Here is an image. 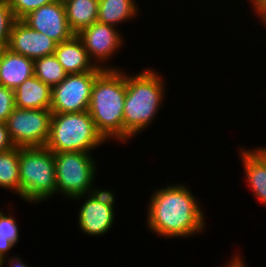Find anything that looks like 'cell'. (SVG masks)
<instances>
[{
	"label": "cell",
	"instance_id": "16",
	"mask_svg": "<svg viewBox=\"0 0 266 267\" xmlns=\"http://www.w3.org/2000/svg\"><path fill=\"white\" fill-rule=\"evenodd\" d=\"M244 168L245 181L254 197L266 205V161L254 150L238 148Z\"/></svg>",
	"mask_w": 266,
	"mask_h": 267
},
{
	"label": "cell",
	"instance_id": "20",
	"mask_svg": "<svg viewBox=\"0 0 266 267\" xmlns=\"http://www.w3.org/2000/svg\"><path fill=\"white\" fill-rule=\"evenodd\" d=\"M34 75L53 88L68 75L54 54L34 60Z\"/></svg>",
	"mask_w": 266,
	"mask_h": 267
},
{
	"label": "cell",
	"instance_id": "19",
	"mask_svg": "<svg viewBox=\"0 0 266 267\" xmlns=\"http://www.w3.org/2000/svg\"><path fill=\"white\" fill-rule=\"evenodd\" d=\"M20 197L19 147L0 152V188Z\"/></svg>",
	"mask_w": 266,
	"mask_h": 267
},
{
	"label": "cell",
	"instance_id": "25",
	"mask_svg": "<svg viewBox=\"0 0 266 267\" xmlns=\"http://www.w3.org/2000/svg\"><path fill=\"white\" fill-rule=\"evenodd\" d=\"M6 123L0 122V152L14 148Z\"/></svg>",
	"mask_w": 266,
	"mask_h": 267
},
{
	"label": "cell",
	"instance_id": "30",
	"mask_svg": "<svg viewBox=\"0 0 266 267\" xmlns=\"http://www.w3.org/2000/svg\"><path fill=\"white\" fill-rule=\"evenodd\" d=\"M251 4L252 9L261 1V0H248Z\"/></svg>",
	"mask_w": 266,
	"mask_h": 267
},
{
	"label": "cell",
	"instance_id": "5",
	"mask_svg": "<svg viewBox=\"0 0 266 267\" xmlns=\"http://www.w3.org/2000/svg\"><path fill=\"white\" fill-rule=\"evenodd\" d=\"M105 142L88 110L52 113L50 134L45 147L53 153L68 151L92 153L91 151Z\"/></svg>",
	"mask_w": 266,
	"mask_h": 267
},
{
	"label": "cell",
	"instance_id": "7",
	"mask_svg": "<svg viewBox=\"0 0 266 267\" xmlns=\"http://www.w3.org/2000/svg\"><path fill=\"white\" fill-rule=\"evenodd\" d=\"M50 109H20L15 107L6 121L15 147H44L50 134Z\"/></svg>",
	"mask_w": 266,
	"mask_h": 267
},
{
	"label": "cell",
	"instance_id": "27",
	"mask_svg": "<svg viewBox=\"0 0 266 267\" xmlns=\"http://www.w3.org/2000/svg\"><path fill=\"white\" fill-rule=\"evenodd\" d=\"M233 255L234 256L229 259L230 261L226 263L224 267H248V265L246 266V263H244L245 259L242 258L240 253L238 255L236 253Z\"/></svg>",
	"mask_w": 266,
	"mask_h": 267
},
{
	"label": "cell",
	"instance_id": "9",
	"mask_svg": "<svg viewBox=\"0 0 266 267\" xmlns=\"http://www.w3.org/2000/svg\"><path fill=\"white\" fill-rule=\"evenodd\" d=\"M103 69L96 67L91 72L68 74L64 80L52 88V113L87 111L92 87L97 75Z\"/></svg>",
	"mask_w": 266,
	"mask_h": 267
},
{
	"label": "cell",
	"instance_id": "26",
	"mask_svg": "<svg viewBox=\"0 0 266 267\" xmlns=\"http://www.w3.org/2000/svg\"><path fill=\"white\" fill-rule=\"evenodd\" d=\"M6 260L0 261V267H3L4 265H6V263L8 264V267H31L25 264L24 261H22L23 259H21V257H19L18 255H13L10 258L8 257V259Z\"/></svg>",
	"mask_w": 266,
	"mask_h": 267
},
{
	"label": "cell",
	"instance_id": "1",
	"mask_svg": "<svg viewBox=\"0 0 266 267\" xmlns=\"http://www.w3.org/2000/svg\"><path fill=\"white\" fill-rule=\"evenodd\" d=\"M149 200L146 226L157 236L190 238L206 228L204 208L182 183L155 189Z\"/></svg>",
	"mask_w": 266,
	"mask_h": 267
},
{
	"label": "cell",
	"instance_id": "23",
	"mask_svg": "<svg viewBox=\"0 0 266 267\" xmlns=\"http://www.w3.org/2000/svg\"><path fill=\"white\" fill-rule=\"evenodd\" d=\"M55 0H8L13 14L17 20H21L28 13Z\"/></svg>",
	"mask_w": 266,
	"mask_h": 267
},
{
	"label": "cell",
	"instance_id": "28",
	"mask_svg": "<svg viewBox=\"0 0 266 267\" xmlns=\"http://www.w3.org/2000/svg\"><path fill=\"white\" fill-rule=\"evenodd\" d=\"M256 14L263 22L266 19V0H261L254 8Z\"/></svg>",
	"mask_w": 266,
	"mask_h": 267
},
{
	"label": "cell",
	"instance_id": "6",
	"mask_svg": "<svg viewBox=\"0 0 266 267\" xmlns=\"http://www.w3.org/2000/svg\"><path fill=\"white\" fill-rule=\"evenodd\" d=\"M92 153L68 151L54 153L57 194L73 200L97 190V166ZM94 185V186H93Z\"/></svg>",
	"mask_w": 266,
	"mask_h": 267
},
{
	"label": "cell",
	"instance_id": "22",
	"mask_svg": "<svg viewBox=\"0 0 266 267\" xmlns=\"http://www.w3.org/2000/svg\"><path fill=\"white\" fill-rule=\"evenodd\" d=\"M16 20L8 0L0 1V51L7 48Z\"/></svg>",
	"mask_w": 266,
	"mask_h": 267
},
{
	"label": "cell",
	"instance_id": "29",
	"mask_svg": "<svg viewBox=\"0 0 266 267\" xmlns=\"http://www.w3.org/2000/svg\"><path fill=\"white\" fill-rule=\"evenodd\" d=\"M265 161H266V146L258 147L254 149Z\"/></svg>",
	"mask_w": 266,
	"mask_h": 267
},
{
	"label": "cell",
	"instance_id": "13",
	"mask_svg": "<svg viewBox=\"0 0 266 267\" xmlns=\"http://www.w3.org/2000/svg\"><path fill=\"white\" fill-rule=\"evenodd\" d=\"M34 75V60L8 48L0 51V85L15 90Z\"/></svg>",
	"mask_w": 266,
	"mask_h": 267
},
{
	"label": "cell",
	"instance_id": "14",
	"mask_svg": "<svg viewBox=\"0 0 266 267\" xmlns=\"http://www.w3.org/2000/svg\"><path fill=\"white\" fill-rule=\"evenodd\" d=\"M54 55L67 74L91 72L96 68L77 35L68 41L57 43Z\"/></svg>",
	"mask_w": 266,
	"mask_h": 267
},
{
	"label": "cell",
	"instance_id": "17",
	"mask_svg": "<svg viewBox=\"0 0 266 267\" xmlns=\"http://www.w3.org/2000/svg\"><path fill=\"white\" fill-rule=\"evenodd\" d=\"M68 25L77 35L80 31L97 22L99 0H62Z\"/></svg>",
	"mask_w": 266,
	"mask_h": 267
},
{
	"label": "cell",
	"instance_id": "2",
	"mask_svg": "<svg viewBox=\"0 0 266 267\" xmlns=\"http://www.w3.org/2000/svg\"><path fill=\"white\" fill-rule=\"evenodd\" d=\"M166 84L152 68L126 74V97L123 108V143L145 131L162 107Z\"/></svg>",
	"mask_w": 266,
	"mask_h": 267
},
{
	"label": "cell",
	"instance_id": "3",
	"mask_svg": "<svg viewBox=\"0 0 266 267\" xmlns=\"http://www.w3.org/2000/svg\"><path fill=\"white\" fill-rule=\"evenodd\" d=\"M125 97V71L104 69L97 75L92 87L88 111L97 131L107 142L112 139L123 142Z\"/></svg>",
	"mask_w": 266,
	"mask_h": 267
},
{
	"label": "cell",
	"instance_id": "18",
	"mask_svg": "<svg viewBox=\"0 0 266 267\" xmlns=\"http://www.w3.org/2000/svg\"><path fill=\"white\" fill-rule=\"evenodd\" d=\"M138 11L135 0H99L97 22L118 27L123 22L137 18Z\"/></svg>",
	"mask_w": 266,
	"mask_h": 267
},
{
	"label": "cell",
	"instance_id": "12",
	"mask_svg": "<svg viewBox=\"0 0 266 267\" xmlns=\"http://www.w3.org/2000/svg\"><path fill=\"white\" fill-rule=\"evenodd\" d=\"M57 42L38 32L22 20H16L12 26L7 48L32 60L54 54Z\"/></svg>",
	"mask_w": 266,
	"mask_h": 267
},
{
	"label": "cell",
	"instance_id": "31",
	"mask_svg": "<svg viewBox=\"0 0 266 267\" xmlns=\"http://www.w3.org/2000/svg\"><path fill=\"white\" fill-rule=\"evenodd\" d=\"M262 24L266 27V19L262 22Z\"/></svg>",
	"mask_w": 266,
	"mask_h": 267
},
{
	"label": "cell",
	"instance_id": "15",
	"mask_svg": "<svg viewBox=\"0 0 266 267\" xmlns=\"http://www.w3.org/2000/svg\"><path fill=\"white\" fill-rule=\"evenodd\" d=\"M14 98L20 109H50L52 88L33 75L14 90Z\"/></svg>",
	"mask_w": 266,
	"mask_h": 267
},
{
	"label": "cell",
	"instance_id": "24",
	"mask_svg": "<svg viewBox=\"0 0 266 267\" xmlns=\"http://www.w3.org/2000/svg\"><path fill=\"white\" fill-rule=\"evenodd\" d=\"M15 109L14 90L0 85V122L6 123Z\"/></svg>",
	"mask_w": 266,
	"mask_h": 267
},
{
	"label": "cell",
	"instance_id": "32",
	"mask_svg": "<svg viewBox=\"0 0 266 267\" xmlns=\"http://www.w3.org/2000/svg\"><path fill=\"white\" fill-rule=\"evenodd\" d=\"M3 211H4V210H2V211L0 210V216L4 213Z\"/></svg>",
	"mask_w": 266,
	"mask_h": 267
},
{
	"label": "cell",
	"instance_id": "8",
	"mask_svg": "<svg viewBox=\"0 0 266 267\" xmlns=\"http://www.w3.org/2000/svg\"><path fill=\"white\" fill-rule=\"evenodd\" d=\"M82 198L85 201L78 212L79 229L89 236H103L112 228L115 221L116 196L113 190H103L100 187L92 193L75 197L73 200Z\"/></svg>",
	"mask_w": 266,
	"mask_h": 267
},
{
	"label": "cell",
	"instance_id": "10",
	"mask_svg": "<svg viewBox=\"0 0 266 267\" xmlns=\"http://www.w3.org/2000/svg\"><path fill=\"white\" fill-rule=\"evenodd\" d=\"M77 36L82 41L90 60L96 67L103 70L119 69V67H114V65L112 67L106 65L112 55L114 58V54L116 55V52L124 44V37L117 27L94 22L92 25L80 31Z\"/></svg>",
	"mask_w": 266,
	"mask_h": 267
},
{
	"label": "cell",
	"instance_id": "21",
	"mask_svg": "<svg viewBox=\"0 0 266 267\" xmlns=\"http://www.w3.org/2000/svg\"><path fill=\"white\" fill-rule=\"evenodd\" d=\"M10 214V215H9ZM0 216V261L6 260L7 254L19 240V227L15 217L9 212Z\"/></svg>",
	"mask_w": 266,
	"mask_h": 267
},
{
	"label": "cell",
	"instance_id": "4",
	"mask_svg": "<svg viewBox=\"0 0 266 267\" xmlns=\"http://www.w3.org/2000/svg\"><path fill=\"white\" fill-rule=\"evenodd\" d=\"M20 199L34 204L57 194L54 153L44 147H19Z\"/></svg>",
	"mask_w": 266,
	"mask_h": 267
},
{
	"label": "cell",
	"instance_id": "11",
	"mask_svg": "<svg viewBox=\"0 0 266 267\" xmlns=\"http://www.w3.org/2000/svg\"><path fill=\"white\" fill-rule=\"evenodd\" d=\"M21 20L57 43L68 41L75 35L68 25L62 0H55L33 10Z\"/></svg>",
	"mask_w": 266,
	"mask_h": 267
}]
</instances>
